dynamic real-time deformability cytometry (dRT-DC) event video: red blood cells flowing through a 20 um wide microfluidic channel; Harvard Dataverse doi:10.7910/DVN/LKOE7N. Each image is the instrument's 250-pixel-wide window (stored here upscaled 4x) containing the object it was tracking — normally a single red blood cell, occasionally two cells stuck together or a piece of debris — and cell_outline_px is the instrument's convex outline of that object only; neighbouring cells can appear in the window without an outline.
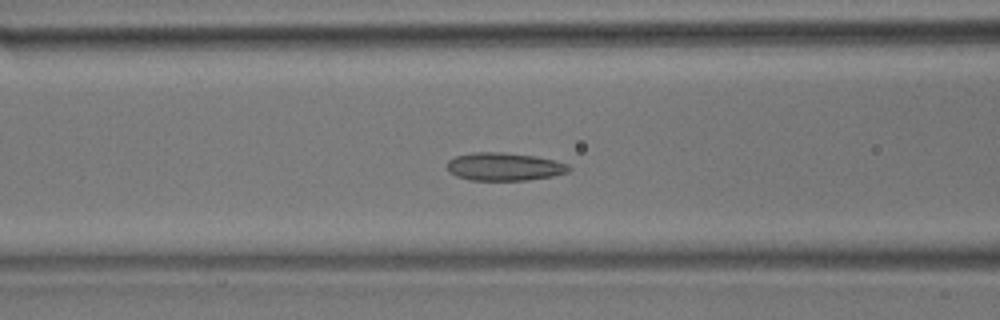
{"species": "common noctule bat (a hibernating species)", "species_latin": "Nyctalus noctula", "temperature_condition": "room temperature", "stored_images_in_passage": 50, "camera_frame_rate_fps": 3000, "um_per_image_px": 0.085, "animal": {"sex": "male", "body_mass_g": 17.9}, "frame": {"image": 1, "passage_image": 19, "time_ms": 6.0, "image_size_px": [1000, 320], "cell_outline_px": [[572, 168], [568, 172], [552, 176], [528, 180], [468, 180], [456, 176], [448, 172], [448, 160], [456, 156], [472, 152], [504, 152], [536, 156], [568, 164]], "centroid_in_image_um": [42.85, 14.16], "position_along_channel_um": 123.8, "area_um2": 19.94}}
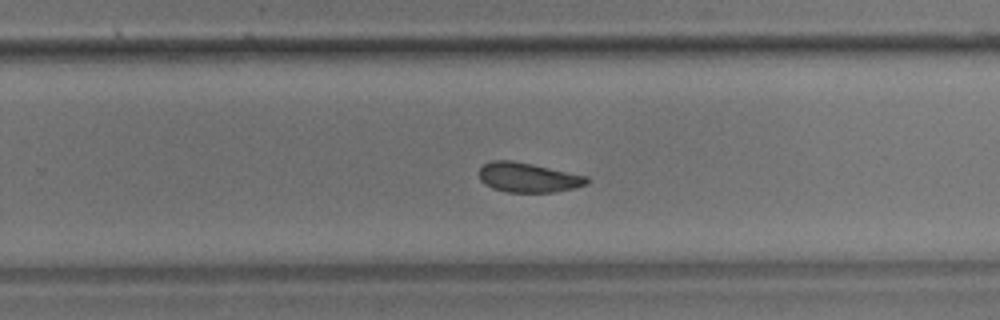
{"frame": {"image": 2, "passage_image": 31, "time_ms": 10.0, "image_size_px": [1000, 320], "cell_outline_px": [[588, 184], [556, 192], [508, 192], [492, 188], [484, 184], [480, 180], [480, 168], [484, 164], [492, 160], [512, 160], [532, 164], [588, 176]], "centroid_in_image_um": [44.88, 15.08], "position_along_channel_um": 284.9, "area_um2": 18.55}}
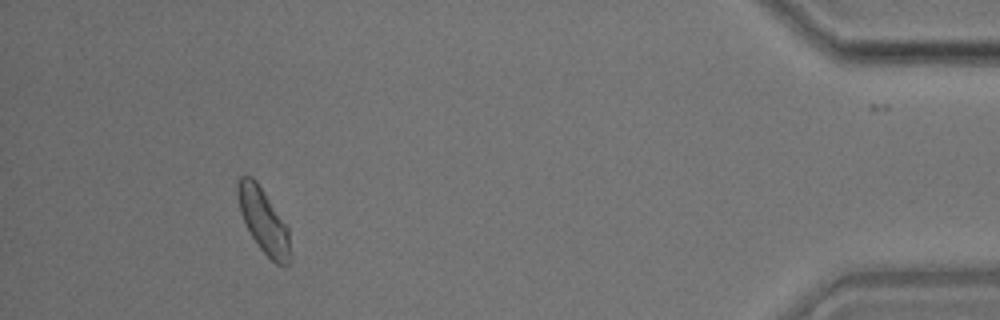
{"frame": {"image": 3, "passage_image": 45, "time_ms": 14.667, "image_size_px": [1000, 320], "cell_outline_px": [[292, 260], [288, 264], [276, 264], [260, 248], [252, 236], [240, 212], [236, 192], [236, 184], [240, 176], [252, 176], [256, 180], [288, 224], [292, 256]], "centroid_in_image_um": [22.44, 18.75], "position_along_channel_um": 412.8, "area_um2": 20.06}}